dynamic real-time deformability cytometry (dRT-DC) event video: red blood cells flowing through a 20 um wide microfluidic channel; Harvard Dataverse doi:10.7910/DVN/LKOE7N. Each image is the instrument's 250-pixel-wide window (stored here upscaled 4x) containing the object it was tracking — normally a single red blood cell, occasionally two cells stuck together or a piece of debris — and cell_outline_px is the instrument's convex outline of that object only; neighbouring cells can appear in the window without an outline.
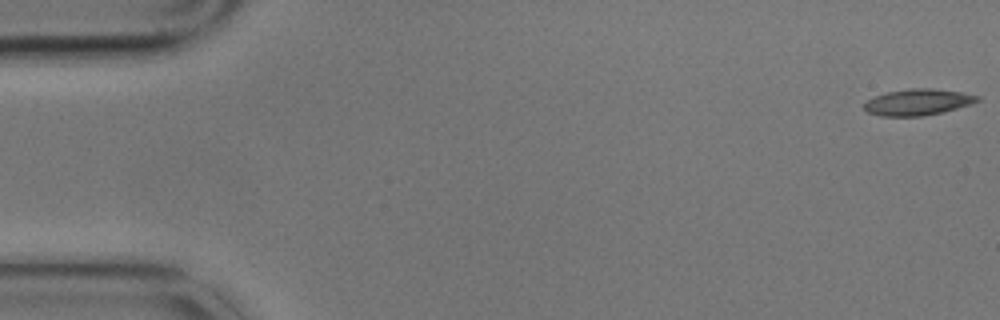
{"species": "common noctule bat (a hibernating species)", "species_latin": "Nyctalus noctula", "temperature_condition": "cold", "stored_images_in_passage": 5, "camera_frame_rate_fps": 3000, "um_per_image_px": 0.085, "animal": {"sex": "male", "body_mass_g": 17.9}, "frame": {"image": 1, "passage_image": 1, "time_ms": 0.0, "image_size_px": [1000, 320], "cell_outline_px": [[980, 100], [972, 104], [940, 112], [920, 116], [880, 116], [868, 112], [864, 108], [864, 104], [868, 100], [876, 96], [888, 92], [908, 88], [932, 88], [960, 92], [980, 96]], "centroid_in_image_um": [78.02, 8.67], "position_along_channel_um": 7.0, "area_um2": 17.11}}
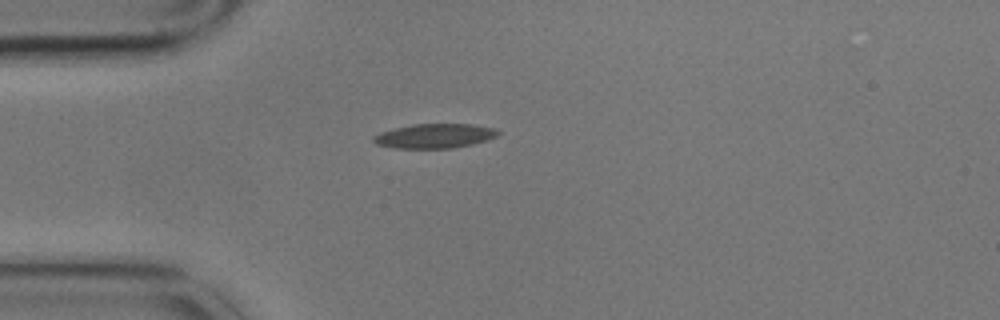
{"frame": {"image": 2, "passage_image": 5, "time_ms": 1.333, "image_size_px": [1000, 320], "cell_outline_px": [[500, 132], [496, 136], [472, 144], [452, 148], [396, 148], [376, 144], [372, 140], [372, 136], [380, 132], [396, 128], [416, 124], [472, 124], [496, 128]], "centroid_in_image_um": [36.93, 11.55], "position_along_channel_um": 48.1, "area_um2": 17.57}}